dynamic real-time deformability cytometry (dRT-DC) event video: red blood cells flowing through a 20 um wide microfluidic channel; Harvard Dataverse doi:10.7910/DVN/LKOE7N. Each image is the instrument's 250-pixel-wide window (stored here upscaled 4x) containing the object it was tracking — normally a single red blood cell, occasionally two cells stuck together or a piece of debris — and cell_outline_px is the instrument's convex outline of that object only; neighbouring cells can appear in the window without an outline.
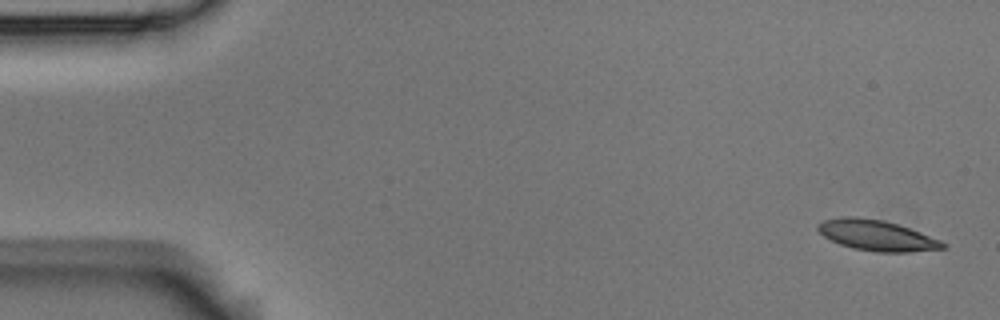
{"species": "Egyptian fruit bat (a non-hibernating species)", "species_latin": "Rousettus aegyptiacus", "temperature_condition": "room temperature", "stored_images_in_passage": 5, "camera_frame_rate_fps": 3000, "um_per_image_px": 0.085, "animal": {"sex": "male"}, "frame": {"image": 1, "passage_image": 1, "time_ms": 0.0, "image_size_px": [1000, 320], "cell_outline_px": [[948, 244], [944, 248], [908, 252], [876, 252], [852, 248], [840, 244], [824, 236], [816, 228], [816, 224], [824, 220], [840, 216], [856, 216], [884, 220], [908, 228], [940, 240]], "centroid_in_image_um": [74.48, 20.0], "position_along_channel_um": 10.5, "area_um2": 22.2}}
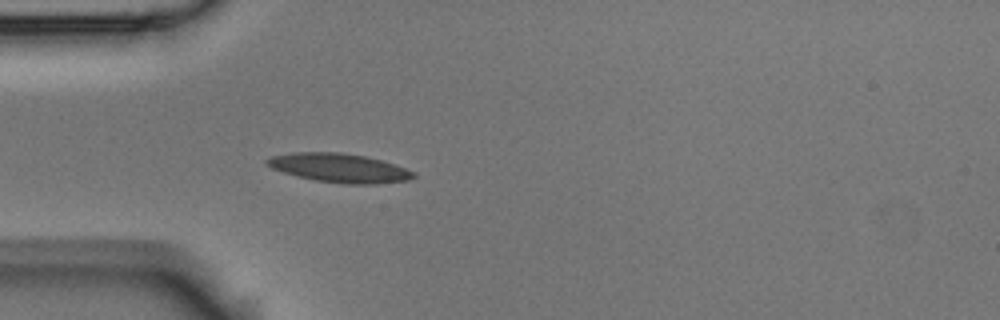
{"frame": {"image": 2, "passage_image": 5, "time_ms": 1.333, "image_size_px": [1000, 320], "cell_outline_px": [[416, 176], [408, 180], [376, 184], [344, 184], [316, 180], [296, 176], [272, 168], [264, 164], [264, 160], [272, 156], [292, 152], [340, 152], [364, 156], [380, 160], [416, 172]], "centroid_in_image_um": [28.81, 14.27], "position_along_channel_um": 56.2, "area_um2": 24.62}}